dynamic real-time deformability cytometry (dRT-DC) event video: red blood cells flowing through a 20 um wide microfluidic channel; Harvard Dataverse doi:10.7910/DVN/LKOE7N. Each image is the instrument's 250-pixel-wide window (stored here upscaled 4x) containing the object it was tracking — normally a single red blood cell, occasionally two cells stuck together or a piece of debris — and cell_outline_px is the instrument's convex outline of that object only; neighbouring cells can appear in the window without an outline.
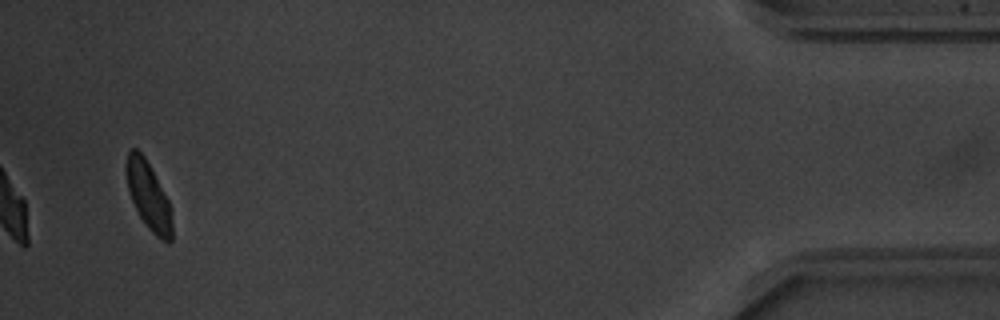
{"species": "common noctule bat (a hibernating species)", "species_latin": "Nyctalus noctula", "temperature_condition": "warm", "stored_images_in_passage": 39, "camera_frame_rate_fps": 3000, "um_per_image_px": 0.085, "animal": {"sex": "male", "body_mass_g": 20.1, "forearm_length_mm": 53.5}, "frame": {"image": 1, "passage_image": 39, "time_ms": 12.667, "image_size_px": [1000, 320], "cell_outline_px": [[172, 240], [168, 244], [160, 240], [148, 228], [140, 216], [128, 192], [128, 152], [132, 148], [136, 148], [144, 156], [168, 200], [172, 224]], "centroid_in_image_um": [12.65, 16.72], "position_along_channel_um": 422.5, "area_um2": 17.4}, "authors_computed_cell_mechanics": {"area_um2": 19.0162, "velocity_mm_per_s": 3.771, "shape_relaxation_time_tau1_ms": 1.496, "shape_relaxation_time_tau2_ms": 0.7775, "deformation_change_tau1": 0.0976, "deformation_change_tau2": 0.0622}}